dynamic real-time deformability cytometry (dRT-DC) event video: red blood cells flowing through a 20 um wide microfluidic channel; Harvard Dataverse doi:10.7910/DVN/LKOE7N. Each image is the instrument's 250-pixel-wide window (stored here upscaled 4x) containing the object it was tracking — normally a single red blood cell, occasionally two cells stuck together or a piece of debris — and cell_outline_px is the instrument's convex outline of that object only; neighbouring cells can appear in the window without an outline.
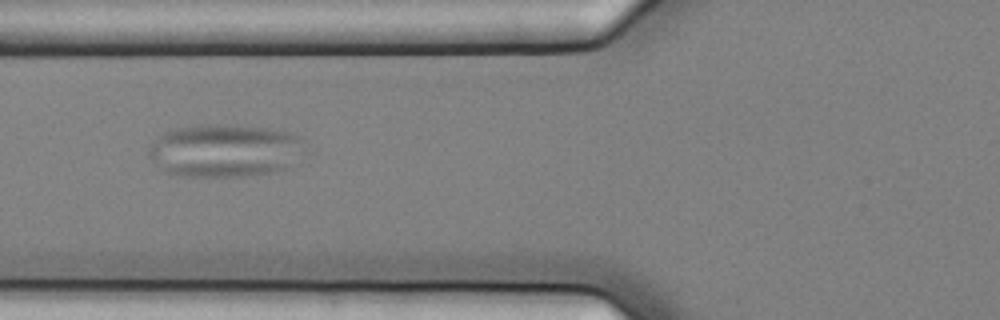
{"species": "common noctule bat (a hibernating species)", "species_latin": "Nyctalus noctula", "temperature_condition": "cold", "stored_images_in_passage": 9, "camera_frame_rate_fps": 3000, "um_per_image_px": 0.085, "animal": {"sex": "female", "body_mass_g": 25.1}, "frame": {"image": 1, "passage_image": 2, "time_ms": 0.333, "image_size_px": [1000, 320], "cell_outline_px": [[304, 140], [288, 168], [272, 172], [248, 176], [184, 176], [164, 172], [148, 156], [148, 148], [168, 128], [200, 124], [220, 124], [264, 128], [292, 132], [300, 136]], "centroid_in_image_um": [19.02, 12.78], "position_along_channel_um": 106.8, "area_um2": 48.03}}